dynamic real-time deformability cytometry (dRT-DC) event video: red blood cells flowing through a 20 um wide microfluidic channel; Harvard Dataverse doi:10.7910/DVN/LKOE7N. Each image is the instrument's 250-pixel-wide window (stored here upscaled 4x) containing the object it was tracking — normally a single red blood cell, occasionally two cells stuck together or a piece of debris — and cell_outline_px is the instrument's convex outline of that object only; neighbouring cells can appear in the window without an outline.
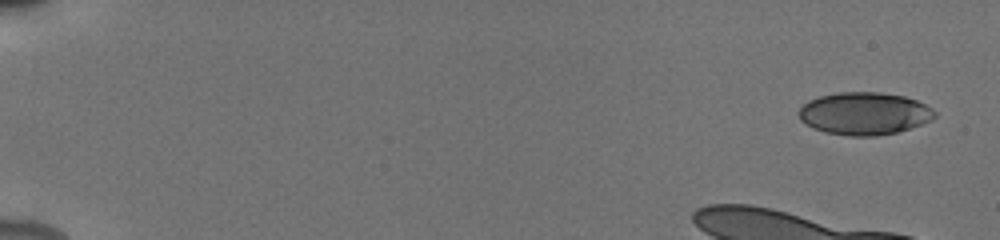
{"species": "human", "species_latin": "Homo sapiens", "temperature_condition": "cold", "stored_images_in_passage": 10, "camera_frame_rate_fps": 3000, "um_per_image_px": 0.085, "donor": {"sex": "male"}, "frame": {"image": 1, "passage_image": 1, "time_ms": 0.0, "image_size_px": [1000, 240], "cell_outline_px": [[936, 116], [932, 120], [896, 132], [876, 136], [852, 136], [824, 132], [800, 120], [800, 108], [808, 100], [820, 96], [836, 92], [880, 92], [904, 96], [916, 100], [932, 108], [936, 112]], "centroid_in_image_um": [73.48, 9.64], "position_along_channel_um": 11.5, "area_um2": 33.47}}